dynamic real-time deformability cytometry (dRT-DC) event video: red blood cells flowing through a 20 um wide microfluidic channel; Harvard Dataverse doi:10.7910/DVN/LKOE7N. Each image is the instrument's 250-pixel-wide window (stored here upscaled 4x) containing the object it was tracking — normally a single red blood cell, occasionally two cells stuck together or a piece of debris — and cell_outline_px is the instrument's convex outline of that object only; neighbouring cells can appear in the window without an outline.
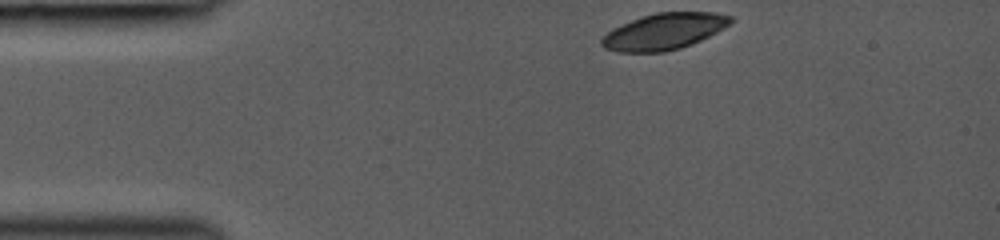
{"species": "common noctule bat (a hibernating species)", "species_latin": "Nyctalus noctula", "temperature_condition": "room temperature", "stored_images_in_passage": 43, "camera_frame_rate_fps": 3000, "um_per_image_px": 0.085, "animal": {"sex": "female", "body_mass_g": 19.0, "forearm_length_mm": 53.3}, "frame": {"image": 1, "passage_image": 1, "time_ms": 0.0, "image_size_px": [1000, 240], "cell_outline_px": [[732, 24], [700, 40], [680, 48], [664, 52], [620, 52], [604, 48], [600, 44], [600, 40], [612, 28], [640, 16], [656, 12], [716, 12], [732, 16]], "centroid_in_image_um": [56.44, 2.66], "position_along_channel_um": 28.6, "area_um2": 27.34}}